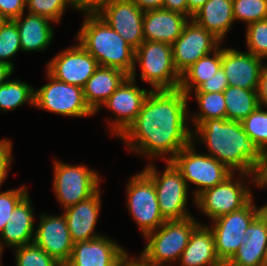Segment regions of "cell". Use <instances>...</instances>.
<instances>
[{
    "mask_svg": "<svg viewBox=\"0 0 267 266\" xmlns=\"http://www.w3.org/2000/svg\"><path fill=\"white\" fill-rule=\"evenodd\" d=\"M35 88L25 81L9 79L0 85V111L3 113L13 111L23 104L34 107Z\"/></svg>",
    "mask_w": 267,
    "mask_h": 266,
    "instance_id": "obj_30",
    "label": "cell"
},
{
    "mask_svg": "<svg viewBox=\"0 0 267 266\" xmlns=\"http://www.w3.org/2000/svg\"><path fill=\"white\" fill-rule=\"evenodd\" d=\"M54 159L52 187L62 210L89 199L100 189L101 177L96 170Z\"/></svg>",
    "mask_w": 267,
    "mask_h": 266,
    "instance_id": "obj_8",
    "label": "cell"
},
{
    "mask_svg": "<svg viewBox=\"0 0 267 266\" xmlns=\"http://www.w3.org/2000/svg\"><path fill=\"white\" fill-rule=\"evenodd\" d=\"M227 77L225 75L222 67L211 77L209 80L203 82L196 90L193 92H223L228 87Z\"/></svg>",
    "mask_w": 267,
    "mask_h": 266,
    "instance_id": "obj_39",
    "label": "cell"
},
{
    "mask_svg": "<svg viewBox=\"0 0 267 266\" xmlns=\"http://www.w3.org/2000/svg\"><path fill=\"white\" fill-rule=\"evenodd\" d=\"M48 83L35 89L34 107L67 117H92L95 113L87 105L83 88L55 79L46 71Z\"/></svg>",
    "mask_w": 267,
    "mask_h": 266,
    "instance_id": "obj_10",
    "label": "cell"
},
{
    "mask_svg": "<svg viewBox=\"0 0 267 266\" xmlns=\"http://www.w3.org/2000/svg\"><path fill=\"white\" fill-rule=\"evenodd\" d=\"M249 184L256 186V175L232 173L223 182L199 194L195 198L196 209L211 221L238 210L254 197Z\"/></svg>",
    "mask_w": 267,
    "mask_h": 266,
    "instance_id": "obj_5",
    "label": "cell"
},
{
    "mask_svg": "<svg viewBox=\"0 0 267 266\" xmlns=\"http://www.w3.org/2000/svg\"><path fill=\"white\" fill-rule=\"evenodd\" d=\"M223 93L227 120L242 122L260 106L256 90L228 86Z\"/></svg>",
    "mask_w": 267,
    "mask_h": 266,
    "instance_id": "obj_29",
    "label": "cell"
},
{
    "mask_svg": "<svg viewBox=\"0 0 267 266\" xmlns=\"http://www.w3.org/2000/svg\"><path fill=\"white\" fill-rule=\"evenodd\" d=\"M22 52L19 31L13 20H6L0 28V63L15 69L12 58Z\"/></svg>",
    "mask_w": 267,
    "mask_h": 266,
    "instance_id": "obj_32",
    "label": "cell"
},
{
    "mask_svg": "<svg viewBox=\"0 0 267 266\" xmlns=\"http://www.w3.org/2000/svg\"><path fill=\"white\" fill-rule=\"evenodd\" d=\"M2 255H3V251L0 249V266H2V264H1V258H2Z\"/></svg>",
    "mask_w": 267,
    "mask_h": 266,
    "instance_id": "obj_53",
    "label": "cell"
},
{
    "mask_svg": "<svg viewBox=\"0 0 267 266\" xmlns=\"http://www.w3.org/2000/svg\"><path fill=\"white\" fill-rule=\"evenodd\" d=\"M254 197L242 208L213 221L209 228L215 238L216 253L226 264L237 252L239 246L245 242V231L251 222L263 211V207L254 204Z\"/></svg>",
    "mask_w": 267,
    "mask_h": 266,
    "instance_id": "obj_12",
    "label": "cell"
},
{
    "mask_svg": "<svg viewBox=\"0 0 267 266\" xmlns=\"http://www.w3.org/2000/svg\"><path fill=\"white\" fill-rule=\"evenodd\" d=\"M222 45L221 67L227 77L228 85L257 91L265 60L250 52L239 51L236 48H226Z\"/></svg>",
    "mask_w": 267,
    "mask_h": 266,
    "instance_id": "obj_18",
    "label": "cell"
},
{
    "mask_svg": "<svg viewBox=\"0 0 267 266\" xmlns=\"http://www.w3.org/2000/svg\"><path fill=\"white\" fill-rule=\"evenodd\" d=\"M189 18L181 13L165 9L144 11V41L173 44L182 34Z\"/></svg>",
    "mask_w": 267,
    "mask_h": 266,
    "instance_id": "obj_23",
    "label": "cell"
},
{
    "mask_svg": "<svg viewBox=\"0 0 267 266\" xmlns=\"http://www.w3.org/2000/svg\"><path fill=\"white\" fill-rule=\"evenodd\" d=\"M6 19L0 14V28L5 23Z\"/></svg>",
    "mask_w": 267,
    "mask_h": 266,
    "instance_id": "obj_50",
    "label": "cell"
},
{
    "mask_svg": "<svg viewBox=\"0 0 267 266\" xmlns=\"http://www.w3.org/2000/svg\"><path fill=\"white\" fill-rule=\"evenodd\" d=\"M13 142L11 139H0V177H7L9 170H11V164L13 159Z\"/></svg>",
    "mask_w": 267,
    "mask_h": 266,
    "instance_id": "obj_40",
    "label": "cell"
},
{
    "mask_svg": "<svg viewBox=\"0 0 267 266\" xmlns=\"http://www.w3.org/2000/svg\"><path fill=\"white\" fill-rule=\"evenodd\" d=\"M196 143L190 142L171 160L181 172L188 187L196 185L192 191L193 204L195 198L204 190L212 188L227 179L233 172L221 162L208 154L197 152ZM195 146V147H194Z\"/></svg>",
    "mask_w": 267,
    "mask_h": 266,
    "instance_id": "obj_9",
    "label": "cell"
},
{
    "mask_svg": "<svg viewBox=\"0 0 267 266\" xmlns=\"http://www.w3.org/2000/svg\"><path fill=\"white\" fill-rule=\"evenodd\" d=\"M128 77L122 70L99 66L83 87L89 108L97 115V111Z\"/></svg>",
    "mask_w": 267,
    "mask_h": 266,
    "instance_id": "obj_26",
    "label": "cell"
},
{
    "mask_svg": "<svg viewBox=\"0 0 267 266\" xmlns=\"http://www.w3.org/2000/svg\"><path fill=\"white\" fill-rule=\"evenodd\" d=\"M95 13L135 50L144 41V11L132 0H108Z\"/></svg>",
    "mask_w": 267,
    "mask_h": 266,
    "instance_id": "obj_16",
    "label": "cell"
},
{
    "mask_svg": "<svg viewBox=\"0 0 267 266\" xmlns=\"http://www.w3.org/2000/svg\"><path fill=\"white\" fill-rule=\"evenodd\" d=\"M136 82L128 77L97 111L104 107L112 112L113 116L108 119L107 124L108 132L115 138H119L135 121L145 98L151 91L141 88Z\"/></svg>",
    "mask_w": 267,
    "mask_h": 266,
    "instance_id": "obj_13",
    "label": "cell"
},
{
    "mask_svg": "<svg viewBox=\"0 0 267 266\" xmlns=\"http://www.w3.org/2000/svg\"><path fill=\"white\" fill-rule=\"evenodd\" d=\"M13 72L14 70L10 66L0 63V85L5 84Z\"/></svg>",
    "mask_w": 267,
    "mask_h": 266,
    "instance_id": "obj_49",
    "label": "cell"
},
{
    "mask_svg": "<svg viewBox=\"0 0 267 266\" xmlns=\"http://www.w3.org/2000/svg\"><path fill=\"white\" fill-rule=\"evenodd\" d=\"M222 43L205 28L189 19L172 46L173 63L182 75L200 58L215 51Z\"/></svg>",
    "mask_w": 267,
    "mask_h": 266,
    "instance_id": "obj_14",
    "label": "cell"
},
{
    "mask_svg": "<svg viewBox=\"0 0 267 266\" xmlns=\"http://www.w3.org/2000/svg\"><path fill=\"white\" fill-rule=\"evenodd\" d=\"M126 252L116 240L101 236L92 240L76 242L69 260L64 266H118Z\"/></svg>",
    "mask_w": 267,
    "mask_h": 266,
    "instance_id": "obj_19",
    "label": "cell"
},
{
    "mask_svg": "<svg viewBox=\"0 0 267 266\" xmlns=\"http://www.w3.org/2000/svg\"><path fill=\"white\" fill-rule=\"evenodd\" d=\"M82 21L76 35L79 44L99 66L116 68L130 76L135 64V49L95 12H85Z\"/></svg>",
    "mask_w": 267,
    "mask_h": 266,
    "instance_id": "obj_3",
    "label": "cell"
},
{
    "mask_svg": "<svg viewBox=\"0 0 267 266\" xmlns=\"http://www.w3.org/2000/svg\"><path fill=\"white\" fill-rule=\"evenodd\" d=\"M21 14L13 21L17 25L20 36L22 51H44L53 41L54 28L53 22L47 17L27 13Z\"/></svg>",
    "mask_w": 267,
    "mask_h": 266,
    "instance_id": "obj_25",
    "label": "cell"
},
{
    "mask_svg": "<svg viewBox=\"0 0 267 266\" xmlns=\"http://www.w3.org/2000/svg\"><path fill=\"white\" fill-rule=\"evenodd\" d=\"M165 163L161 174L154 162L142 169L154 183L161 215L165 221L189 218L193 216L187 207L189 187L175 165L171 161Z\"/></svg>",
    "mask_w": 267,
    "mask_h": 266,
    "instance_id": "obj_7",
    "label": "cell"
},
{
    "mask_svg": "<svg viewBox=\"0 0 267 266\" xmlns=\"http://www.w3.org/2000/svg\"><path fill=\"white\" fill-rule=\"evenodd\" d=\"M39 218L34 243L64 266L74 245L64 214L48 215L44 212Z\"/></svg>",
    "mask_w": 267,
    "mask_h": 266,
    "instance_id": "obj_17",
    "label": "cell"
},
{
    "mask_svg": "<svg viewBox=\"0 0 267 266\" xmlns=\"http://www.w3.org/2000/svg\"><path fill=\"white\" fill-rule=\"evenodd\" d=\"M142 11L162 9L164 0H132Z\"/></svg>",
    "mask_w": 267,
    "mask_h": 266,
    "instance_id": "obj_47",
    "label": "cell"
},
{
    "mask_svg": "<svg viewBox=\"0 0 267 266\" xmlns=\"http://www.w3.org/2000/svg\"><path fill=\"white\" fill-rule=\"evenodd\" d=\"M134 63L129 77L137 80L136 70L139 66L141 81L151 85V90H173L180 87L181 75L173 63L171 44L143 41L135 50Z\"/></svg>",
    "mask_w": 267,
    "mask_h": 266,
    "instance_id": "obj_4",
    "label": "cell"
},
{
    "mask_svg": "<svg viewBox=\"0 0 267 266\" xmlns=\"http://www.w3.org/2000/svg\"><path fill=\"white\" fill-rule=\"evenodd\" d=\"M257 189L267 187V151L263 152L262 163L256 173V186Z\"/></svg>",
    "mask_w": 267,
    "mask_h": 266,
    "instance_id": "obj_46",
    "label": "cell"
},
{
    "mask_svg": "<svg viewBox=\"0 0 267 266\" xmlns=\"http://www.w3.org/2000/svg\"><path fill=\"white\" fill-rule=\"evenodd\" d=\"M29 194L12 211V217L0 233V249L17 248L34 242L35 211Z\"/></svg>",
    "mask_w": 267,
    "mask_h": 266,
    "instance_id": "obj_22",
    "label": "cell"
},
{
    "mask_svg": "<svg viewBox=\"0 0 267 266\" xmlns=\"http://www.w3.org/2000/svg\"><path fill=\"white\" fill-rule=\"evenodd\" d=\"M257 95L260 106L267 108V63L263 66L260 73Z\"/></svg>",
    "mask_w": 267,
    "mask_h": 266,
    "instance_id": "obj_44",
    "label": "cell"
},
{
    "mask_svg": "<svg viewBox=\"0 0 267 266\" xmlns=\"http://www.w3.org/2000/svg\"><path fill=\"white\" fill-rule=\"evenodd\" d=\"M195 94V95H194ZM198 112L189 114L193 130L203 121L209 119H226V105L223 92H194Z\"/></svg>",
    "mask_w": 267,
    "mask_h": 266,
    "instance_id": "obj_31",
    "label": "cell"
},
{
    "mask_svg": "<svg viewBox=\"0 0 267 266\" xmlns=\"http://www.w3.org/2000/svg\"><path fill=\"white\" fill-rule=\"evenodd\" d=\"M67 8L76 10L69 0H28V13L49 18L58 25Z\"/></svg>",
    "mask_w": 267,
    "mask_h": 266,
    "instance_id": "obj_36",
    "label": "cell"
},
{
    "mask_svg": "<svg viewBox=\"0 0 267 266\" xmlns=\"http://www.w3.org/2000/svg\"><path fill=\"white\" fill-rule=\"evenodd\" d=\"M16 266H62L34 242L13 249Z\"/></svg>",
    "mask_w": 267,
    "mask_h": 266,
    "instance_id": "obj_35",
    "label": "cell"
},
{
    "mask_svg": "<svg viewBox=\"0 0 267 266\" xmlns=\"http://www.w3.org/2000/svg\"><path fill=\"white\" fill-rule=\"evenodd\" d=\"M188 1V18L192 19L193 15L208 1V0H187Z\"/></svg>",
    "mask_w": 267,
    "mask_h": 266,
    "instance_id": "obj_48",
    "label": "cell"
},
{
    "mask_svg": "<svg viewBox=\"0 0 267 266\" xmlns=\"http://www.w3.org/2000/svg\"><path fill=\"white\" fill-rule=\"evenodd\" d=\"M126 251L119 262L118 266H158L150 261H148L141 253L138 256H131Z\"/></svg>",
    "mask_w": 267,
    "mask_h": 266,
    "instance_id": "obj_43",
    "label": "cell"
},
{
    "mask_svg": "<svg viewBox=\"0 0 267 266\" xmlns=\"http://www.w3.org/2000/svg\"><path fill=\"white\" fill-rule=\"evenodd\" d=\"M163 9L178 12L188 17L187 0H164Z\"/></svg>",
    "mask_w": 267,
    "mask_h": 266,
    "instance_id": "obj_45",
    "label": "cell"
},
{
    "mask_svg": "<svg viewBox=\"0 0 267 266\" xmlns=\"http://www.w3.org/2000/svg\"><path fill=\"white\" fill-rule=\"evenodd\" d=\"M235 22L251 23L267 19V0H232Z\"/></svg>",
    "mask_w": 267,
    "mask_h": 266,
    "instance_id": "obj_34",
    "label": "cell"
},
{
    "mask_svg": "<svg viewBox=\"0 0 267 266\" xmlns=\"http://www.w3.org/2000/svg\"><path fill=\"white\" fill-rule=\"evenodd\" d=\"M178 266H225L216 253L215 238L207 224H199L191 233Z\"/></svg>",
    "mask_w": 267,
    "mask_h": 266,
    "instance_id": "obj_24",
    "label": "cell"
},
{
    "mask_svg": "<svg viewBox=\"0 0 267 266\" xmlns=\"http://www.w3.org/2000/svg\"><path fill=\"white\" fill-rule=\"evenodd\" d=\"M248 137L264 152L267 151V108L259 106L241 122Z\"/></svg>",
    "mask_w": 267,
    "mask_h": 266,
    "instance_id": "obj_33",
    "label": "cell"
},
{
    "mask_svg": "<svg viewBox=\"0 0 267 266\" xmlns=\"http://www.w3.org/2000/svg\"><path fill=\"white\" fill-rule=\"evenodd\" d=\"M126 206L143 237L164 222L152 179L144 172L131 176L126 184Z\"/></svg>",
    "mask_w": 267,
    "mask_h": 266,
    "instance_id": "obj_11",
    "label": "cell"
},
{
    "mask_svg": "<svg viewBox=\"0 0 267 266\" xmlns=\"http://www.w3.org/2000/svg\"><path fill=\"white\" fill-rule=\"evenodd\" d=\"M58 52L49 60L45 70L61 82L83 88L99 67L97 60L78 41Z\"/></svg>",
    "mask_w": 267,
    "mask_h": 266,
    "instance_id": "obj_15",
    "label": "cell"
},
{
    "mask_svg": "<svg viewBox=\"0 0 267 266\" xmlns=\"http://www.w3.org/2000/svg\"><path fill=\"white\" fill-rule=\"evenodd\" d=\"M76 10L81 12H96L108 0H69Z\"/></svg>",
    "mask_w": 267,
    "mask_h": 266,
    "instance_id": "obj_42",
    "label": "cell"
},
{
    "mask_svg": "<svg viewBox=\"0 0 267 266\" xmlns=\"http://www.w3.org/2000/svg\"><path fill=\"white\" fill-rule=\"evenodd\" d=\"M26 185L0 192V233L12 217V211L29 194Z\"/></svg>",
    "mask_w": 267,
    "mask_h": 266,
    "instance_id": "obj_38",
    "label": "cell"
},
{
    "mask_svg": "<svg viewBox=\"0 0 267 266\" xmlns=\"http://www.w3.org/2000/svg\"><path fill=\"white\" fill-rule=\"evenodd\" d=\"M26 3L23 0H0V14L6 20H14L25 13Z\"/></svg>",
    "mask_w": 267,
    "mask_h": 266,
    "instance_id": "obj_41",
    "label": "cell"
},
{
    "mask_svg": "<svg viewBox=\"0 0 267 266\" xmlns=\"http://www.w3.org/2000/svg\"><path fill=\"white\" fill-rule=\"evenodd\" d=\"M263 207V212L267 215V203L262 205Z\"/></svg>",
    "mask_w": 267,
    "mask_h": 266,
    "instance_id": "obj_52",
    "label": "cell"
},
{
    "mask_svg": "<svg viewBox=\"0 0 267 266\" xmlns=\"http://www.w3.org/2000/svg\"><path fill=\"white\" fill-rule=\"evenodd\" d=\"M188 100L180 88L151 90L135 121L118 140L128 151L151 162L158 158L171 161L192 141Z\"/></svg>",
    "mask_w": 267,
    "mask_h": 266,
    "instance_id": "obj_1",
    "label": "cell"
},
{
    "mask_svg": "<svg viewBox=\"0 0 267 266\" xmlns=\"http://www.w3.org/2000/svg\"><path fill=\"white\" fill-rule=\"evenodd\" d=\"M246 27V47L247 52L260 57L264 60L267 59V19L251 23Z\"/></svg>",
    "mask_w": 267,
    "mask_h": 266,
    "instance_id": "obj_37",
    "label": "cell"
},
{
    "mask_svg": "<svg viewBox=\"0 0 267 266\" xmlns=\"http://www.w3.org/2000/svg\"><path fill=\"white\" fill-rule=\"evenodd\" d=\"M6 179H7V177H0V190H1V186L3 185V183L5 182Z\"/></svg>",
    "mask_w": 267,
    "mask_h": 266,
    "instance_id": "obj_51",
    "label": "cell"
},
{
    "mask_svg": "<svg viewBox=\"0 0 267 266\" xmlns=\"http://www.w3.org/2000/svg\"><path fill=\"white\" fill-rule=\"evenodd\" d=\"M245 242L225 266H264L267 259V215L262 211L245 231Z\"/></svg>",
    "mask_w": 267,
    "mask_h": 266,
    "instance_id": "obj_21",
    "label": "cell"
},
{
    "mask_svg": "<svg viewBox=\"0 0 267 266\" xmlns=\"http://www.w3.org/2000/svg\"><path fill=\"white\" fill-rule=\"evenodd\" d=\"M192 19L223 44L235 23L232 0H208Z\"/></svg>",
    "mask_w": 267,
    "mask_h": 266,
    "instance_id": "obj_27",
    "label": "cell"
},
{
    "mask_svg": "<svg viewBox=\"0 0 267 266\" xmlns=\"http://www.w3.org/2000/svg\"><path fill=\"white\" fill-rule=\"evenodd\" d=\"M199 224L192 216L183 220L165 221L156 231L144 237L146 246L141 254L158 266H174Z\"/></svg>",
    "mask_w": 267,
    "mask_h": 266,
    "instance_id": "obj_6",
    "label": "cell"
},
{
    "mask_svg": "<svg viewBox=\"0 0 267 266\" xmlns=\"http://www.w3.org/2000/svg\"><path fill=\"white\" fill-rule=\"evenodd\" d=\"M102 207L101 188L89 199L63 210L69 233L74 243L101 236L96 224Z\"/></svg>",
    "mask_w": 267,
    "mask_h": 266,
    "instance_id": "obj_20",
    "label": "cell"
},
{
    "mask_svg": "<svg viewBox=\"0 0 267 266\" xmlns=\"http://www.w3.org/2000/svg\"><path fill=\"white\" fill-rule=\"evenodd\" d=\"M212 55V56H211ZM221 68V45L212 53L200 58L182 75L180 89L190 99L192 91L209 80Z\"/></svg>",
    "mask_w": 267,
    "mask_h": 266,
    "instance_id": "obj_28",
    "label": "cell"
},
{
    "mask_svg": "<svg viewBox=\"0 0 267 266\" xmlns=\"http://www.w3.org/2000/svg\"><path fill=\"white\" fill-rule=\"evenodd\" d=\"M192 142L205 145L209 156L233 173L256 175L263 152L245 133L241 122L209 119L192 131Z\"/></svg>",
    "mask_w": 267,
    "mask_h": 266,
    "instance_id": "obj_2",
    "label": "cell"
}]
</instances>
